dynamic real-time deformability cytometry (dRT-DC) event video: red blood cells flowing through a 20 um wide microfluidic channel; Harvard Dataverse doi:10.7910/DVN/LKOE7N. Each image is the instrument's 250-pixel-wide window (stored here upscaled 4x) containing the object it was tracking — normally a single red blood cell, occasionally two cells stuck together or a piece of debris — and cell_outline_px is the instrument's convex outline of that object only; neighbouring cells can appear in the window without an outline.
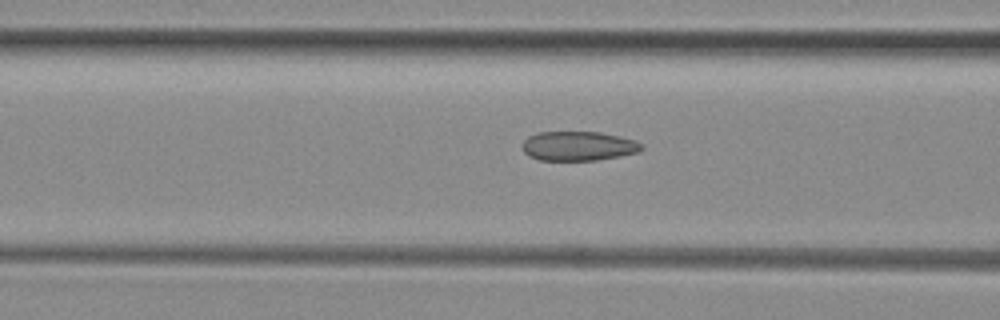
{"species": "common noctule bat (a hibernating species)", "species_latin": "Nyctalus noctula", "temperature_condition": "room temperature", "stored_images_in_passage": 15, "camera_frame_rate_fps": 3000, "um_per_image_px": 0.085, "animal": {"sex": "female", "body_mass_g": 29.2, "forearm_length_mm": 56.3}, "frame": {"image": 1, "passage_image": 13, "time_ms": 4.0, "image_size_px": [1000, 320], "cell_outline_px": [[644, 148], [640, 152], [620, 156], [596, 160], [540, 160], [528, 156], [520, 148], [520, 144], [528, 136], [536, 132], [600, 132], [620, 136], [636, 140], [644, 144]], "centroid_in_image_um": [49.16, 12.41], "position_along_channel_um": 117.4, "area_um2": 20.81}}